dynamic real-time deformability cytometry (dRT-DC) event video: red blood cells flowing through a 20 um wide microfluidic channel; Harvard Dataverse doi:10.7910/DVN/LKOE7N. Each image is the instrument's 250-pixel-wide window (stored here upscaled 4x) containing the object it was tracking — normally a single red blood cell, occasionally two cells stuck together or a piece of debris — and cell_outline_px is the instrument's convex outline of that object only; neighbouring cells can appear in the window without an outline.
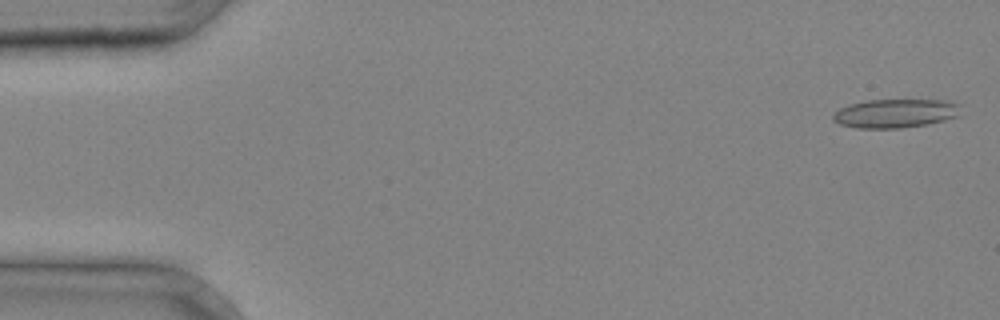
{"species": "common noctule bat (a hibernating species)", "species_latin": "Nyctalus noctula", "temperature_condition": "cold", "stored_images_in_passage": 3, "camera_frame_rate_fps": 3000, "um_per_image_px": 0.085, "animal": {"sex": "male", "body_mass_g": 20.4}, "frame": {"image": 1, "passage_image": 1, "time_ms": 0.0, "image_size_px": [1000, 320], "cell_outline_px": [[960, 116], [944, 120], [924, 124], [900, 128], [856, 128], [840, 124], [832, 120], [832, 116], [840, 108], [848, 104], [868, 100], [952, 100], [960, 104]], "centroid_in_image_um": [76.13, 9.62], "position_along_channel_um": 8.9, "area_um2": 21.5}}